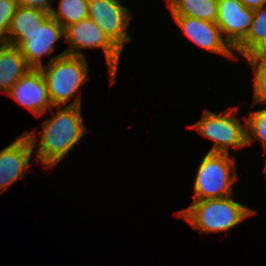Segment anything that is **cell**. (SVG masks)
Returning a JSON list of instances; mask_svg holds the SVG:
<instances>
[{
    "label": "cell",
    "mask_w": 266,
    "mask_h": 266,
    "mask_svg": "<svg viewBox=\"0 0 266 266\" xmlns=\"http://www.w3.org/2000/svg\"><path fill=\"white\" fill-rule=\"evenodd\" d=\"M266 46V3L254 10L251 29L247 37L235 48L244 58L256 55Z\"/></svg>",
    "instance_id": "2e32d148"
},
{
    "label": "cell",
    "mask_w": 266,
    "mask_h": 266,
    "mask_svg": "<svg viewBox=\"0 0 266 266\" xmlns=\"http://www.w3.org/2000/svg\"><path fill=\"white\" fill-rule=\"evenodd\" d=\"M253 16L254 9L245 7L239 0H218L216 24L234 49L247 37Z\"/></svg>",
    "instance_id": "7c38bea8"
},
{
    "label": "cell",
    "mask_w": 266,
    "mask_h": 266,
    "mask_svg": "<svg viewBox=\"0 0 266 266\" xmlns=\"http://www.w3.org/2000/svg\"><path fill=\"white\" fill-rule=\"evenodd\" d=\"M172 15H183L201 20L216 22L218 0H167Z\"/></svg>",
    "instance_id": "9a60e30c"
},
{
    "label": "cell",
    "mask_w": 266,
    "mask_h": 266,
    "mask_svg": "<svg viewBox=\"0 0 266 266\" xmlns=\"http://www.w3.org/2000/svg\"><path fill=\"white\" fill-rule=\"evenodd\" d=\"M58 3V10L52 8L50 15L64 29L88 18V0H59Z\"/></svg>",
    "instance_id": "e0dca14e"
},
{
    "label": "cell",
    "mask_w": 266,
    "mask_h": 266,
    "mask_svg": "<svg viewBox=\"0 0 266 266\" xmlns=\"http://www.w3.org/2000/svg\"><path fill=\"white\" fill-rule=\"evenodd\" d=\"M245 7L250 9H258L261 8L266 0H239Z\"/></svg>",
    "instance_id": "7402d4cb"
},
{
    "label": "cell",
    "mask_w": 266,
    "mask_h": 266,
    "mask_svg": "<svg viewBox=\"0 0 266 266\" xmlns=\"http://www.w3.org/2000/svg\"><path fill=\"white\" fill-rule=\"evenodd\" d=\"M49 15V12L42 9L17 6L4 43L18 47L21 35L32 33Z\"/></svg>",
    "instance_id": "5bb4252c"
},
{
    "label": "cell",
    "mask_w": 266,
    "mask_h": 266,
    "mask_svg": "<svg viewBox=\"0 0 266 266\" xmlns=\"http://www.w3.org/2000/svg\"><path fill=\"white\" fill-rule=\"evenodd\" d=\"M64 40L69 44L64 51L68 55L85 57L82 49L101 48L108 66L110 82H116L122 51L109 39L102 28L93 20L86 18L64 29ZM81 49V50H80Z\"/></svg>",
    "instance_id": "8992f818"
},
{
    "label": "cell",
    "mask_w": 266,
    "mask_h": 266,
    "mask_svg": "<svg viewBox=\"0 0 266 266\" xmlns=\"http://www.w3.org/2000/svg\"><path fill=\"white\" fill-rule=\"evenodd\" d=\"M237 108L230 107L224 112L215 113L205 109L202 117L191 129H195L203 137L214 141L208 152L230 154L232 149H241L247 146L246 119L244 124L235 117Z\"/></svg>",
    "instance_id": "5b68a950"
},
{
    "label": "cell",
    "mask_w": 266,
    "mask_h": 266,
    "mask_svg": "<svg viewBox=\"0 0 266 266\" xmlns=\"http://www.w3.org/2000/svg\"><path fill=\"white\" fill-rule=\"evenodd\" d=\"M121 0H88V18L99 25L109 39L122 51L132 37L128 34L131 11Z\"/></svg>",
    "instance_id": "52a82bcc"
},
{
    "label": "cell",
    "mask_w": 266,
    "mask_h": 266,
    "mask_svg": "<svg viewBox=\"0 0 266 266\" xmlns=\"http://www.w3.org/2000/svg\"><path fill=\"white\" fill-rule=\"evenodd\" d=\"M17 5L21 7H31L45 10L50 13L53 6L50 2L53 0H16Z\"/></svg>",
    "instance_id": "44dd1931"
},
{
    "label": "cell",
    "mask_w": 266,
    "mask_h": 266,
    "mask_svg": "<svg viewBox=\"0 0 266 266\" xmlns=\"http://www.w3.org/2000/svg\"><path fill=\"white\" fill-rule=\"evenodd\" d=\"M64 36V28L49 15L42 24L28 35H21L18 46L27 64L34 69L43 67L44 56L52 55L56 42Z\"/></svg>",
    "instance_id": "30bf717a"
},
{
    "label": "cell",
    "mask_w": 266,
    "mask_h": 266,
    "mask_svg": "<svg viewBox=\"0 0 266 266\" xmlns=\"http://www.w3.org/2000/svg\"><path fill=\"white\" fill-rule=\"evenodd\" d=\"M6 95L36 116L55 108L50 101L46 81L40 69L31 68Z\"/></svg>",
    "instance_id": "8fae6325"
},
{
    "label": "cell",
    "mask_w": 266,
    "mask_h": 266,
    "mask_svg": "<svg viewBox=\"0 0 266 266\" xmlns=\"http://www.w3.org/2000/svg\"><path fill=\"white\" fill-rule=\"evenodd\" d=\"M30 69L18 47L0 42V92L7 94Z\"/></svg>",
    "instance_id": "4fadbf2b"
},
{
    "label": "cell",
    "mask_w": 266,
    "mask_h": 266,
    "mask_svg": "<svg viewBox=\"0 0 266 266\" xmlns=\"http://www.w3.org/2000/svg\"><path fill=\"white\" fill-rule=\"evenodd\" d=\"M246 61L253 69V105L266 103V63H263L256 55L247 57Z\"/></svg>",
    "instance_id": "d6986e66"
},
{
    "label": "cell",
    "mask_w": 266,
    "mask_h": 266,
    "mask_svg": "<svg viewBox=\"0 0 266 266\" xmlns=\"http://www.w3.org/2000/svg\"><path fill=\"white\" fill-rule=\"evenodd\" d=\"M256 56L263 62L266 63V46L262 48Z\"/></svg>",
    "instance_id": "603a6c76"
},
{
    "label": "cell",
    "mask_w": 266,
    "mask_h": 266,
    "mask_svg": "<svg viewBox=\"0 0 266 266\" xmlns=\"http://www.w3.org/2000/svg\"><path fill=\"white\" fill-rule=\"evenodd\" d=\"M255 213L256 210L242 205L233 196L192 201L189 207L176 212L194 229L208 234L229 231Z\"/></svg>",
    "instance_id": "7a4b0ae2"
},
{
    "label": "cell",
    "mask_w": 266,
    "mask_h": 266,
    "mask_svg": "<svg viewBox=\"0 0 266 266\" xmlns=\"http://www.w3.org/2000/svg\"><path fill=\"white\" fill-rule=\"evenodd\" d=\"M81 95L77 96L50 119L43 120L39 146L36 152L38 163L55 167L60 160L74 151V146L83 138L86 129L82 120Z\"/></svg>",
    "instance_id": "6da1fadb"
},
{
    "label": "cell",
    "mask_w": 266,
    "mask_h": 266,
    "mask_svg": "<svg viewBox=\"0 0 266 266\" xmlns=\"http://www.w3.org/2000/svg\"><path fill=\"white\" fill-rule=\"evenodd\" d=\"M246 119L247 146L253 143L254 138L266 148V107L251 111Z\"/></svg>",
    "instance_id": "ac0fdd59"
},
{
    "label": "cell",
    "mask_w": 266,
    "mask_h": 266,
    "mask_svg": "<svg viewBox=\"0 0 266 266\" xmlns=\"http://www.w3.org/2000/svg\"><path fill=\"white\" fill-rule=\"evenodd\" d=\"M235 165L234 155L206 152L197 166L193 201L232 196L237 179Z\"/></svg>",
    "instance_id": "277c9868"
},
{
    "label": "cell",
    "mask_w": 266,
    "mask_h": 266,
    "mask_svg": "<svg viewBox=\"0 0 266 266\" xmlns=\"http://www.w3.org/2000/svg\"><path fill=\"white\" fill-rule=\"evenodd\" d=\"M88 67L85 57L68 55L63 51L51 58L45 67L39 68L53 107L68 104L84 82L90 79Z\"/></svg>",
    "instance_id": "3957f363"
},
{
    "label": "cell",
    "mask_w": 266,
    "mask_h": 266,
    "mask_svg": "<svg viewBox=\"0 0 266 266\" xmlns=\"http://www.w3.org/2000/svg\"><path fill=\"white\" fill-rule=\"evenodd\" d=\"M266 151V148H264V152ZM264 172L266 173V165L264 167Z\"/></svg>",
    "instance_id": "cb8c5ba5"
},
{
    "label": "cell",
    "mask_w": 266,
    "mask_h": 266,
    "mask_svg": "<svg viewBox=\"0 0 266 266\" xmlns=\"http://www.w3.org/2000/svg\"><path fill=\"white\" fill-rule=\"evenodd\" d=\"M37 139L34 128L18 136L0 151V195L29 170V161L36 151Z\"/></svg>",
    "instance_id": "ba28073f"
},
{
    "label": "cell",
    "mask_w": 266,
    "mask_h": 266,
    "mask_svg": "<svg viewBox=\"0 0 266 266\" xmlns=\"http://www.w3.org/2000/svg\"><path fill=\"white\" fill-rule=\"evenodd\" d=\"M16 0H0V42L8 37L12 17L17 8Z\"/></svg>",
    "instance_id": "ffe728a7"
},
{
    "label": "cell",
    "mask_w": 266,
    "mask_h": 266,
    "mask_svg": "<svg viewBox=\"0 0 266 266\" xmlns=\"http://www.w3.org/2000/svg\"><path fill=\"white\" fill-rule=\"evenodd\" d=\"M172 17L183 34L197 46L208 52L226 56L229 61L238 58L233 52L235 49L223 37L216 22L183 15H172Z\"/></svg>",
    "instance_id": "9c48e42d"
}]
</instances>
